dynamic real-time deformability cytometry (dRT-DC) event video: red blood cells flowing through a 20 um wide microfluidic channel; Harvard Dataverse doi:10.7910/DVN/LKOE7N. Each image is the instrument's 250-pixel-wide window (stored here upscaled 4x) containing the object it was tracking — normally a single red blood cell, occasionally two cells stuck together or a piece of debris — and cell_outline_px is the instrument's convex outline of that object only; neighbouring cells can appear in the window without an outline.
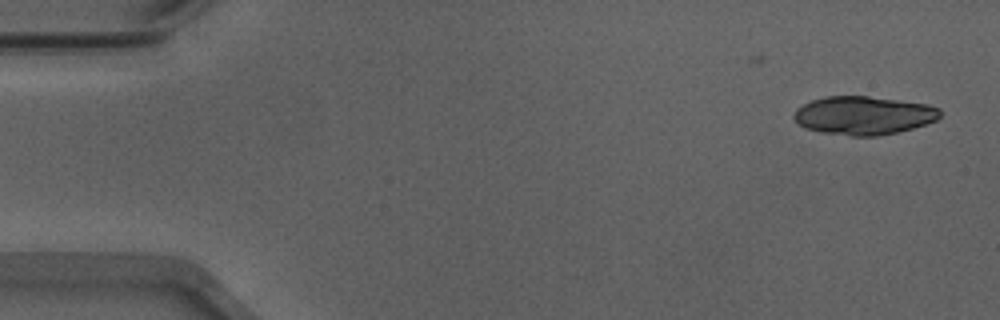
{"species": "Egyptian fruit bat (a non-hibernating species)", "species_latin": "Rousettus aegyptiacus", "temperature_condition": "warm", "stored_images_in_passage": 17, "camera_frame_rate_fps": 3000, "um_per_image_px": 0.085, "animal": {"sex": "male"}, "frame": {"image": 1, "passage_image": 1, "time_ms": 0.0, "image_size_px": [1000, 320], "cell_outline_px": [[940, 116], [936, 120], [912, 128], [896, 132], [876, 136], [852, 136], [820, 132], [804, 128], [792, 116], [796, 108], [812, 100], [824, 96], [868, 96], [928, 104], [940, 108]], "centroid_in_image_um": [73.38, 9.81], "position_along_channel_um": 11.6, "area_um2": 32.66}}